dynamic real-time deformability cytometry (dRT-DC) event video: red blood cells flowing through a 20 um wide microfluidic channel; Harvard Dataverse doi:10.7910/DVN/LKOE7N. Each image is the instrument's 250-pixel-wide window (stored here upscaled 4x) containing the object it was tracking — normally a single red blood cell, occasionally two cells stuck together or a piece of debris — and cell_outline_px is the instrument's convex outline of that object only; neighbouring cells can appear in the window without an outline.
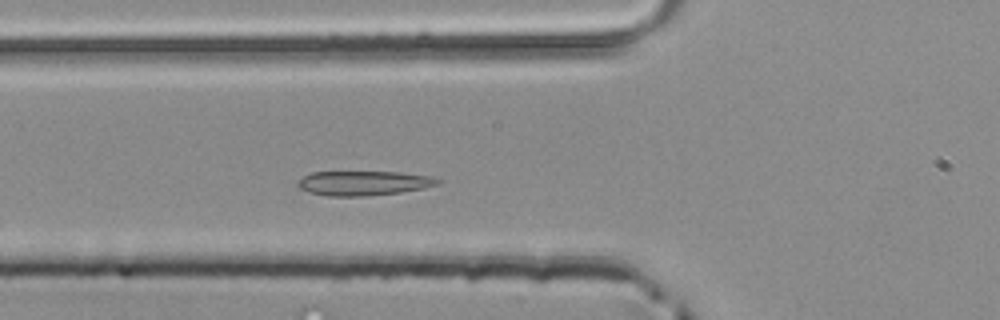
{"species": "common noctule bat (a hibernating species)", "species_latin": "Nyctalus noctula", "temperature_condition": "room temperature", "stored_images_in_passage": 39, "camera_frame_rate_fps": 3000, "um_per_image_px": 0.085, "animal": {"sex": "male", "body_mass_g": 20.4}, "frame": {"image": 1, "passage_image": 8, "time_ms": 2.333, "image_size_px": [1000, 320], "cell_outline_px": [[440, 180], [436, 184], [424, 188], [400, 192], [364, 196], [328, 196], [308, 192], [300, 188], [296, 184], [304, 176], [312, 172], [400, 172], [432, 176]], "centroid_in_image_um": [30.89, 15.56], "position_along_channel_um": 94.9, "area_um2": 19.83}}
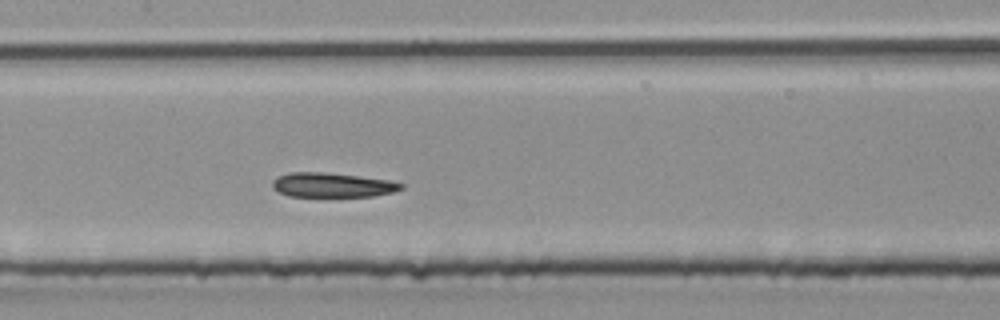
{"frame": {"image": 2, "passage_image": 14, "time_ms": 4.333, "image_size_px": [1000, 320], "cell_outline_px": [[404, 188], [392, 192], [372, 196], [288, 196], [272, 188], [272, 180], [288, 172], [324, 172], [388, 180], [404, 184]], "centroid_in_image_um": [28.22, 15.72], "position_along_channel_um": 179.2, "area_um2": 18.15}}
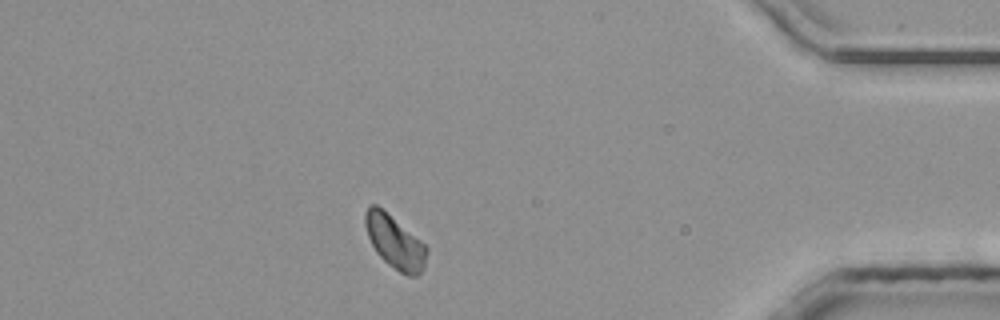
{"frame": {"image": 3, "passage_image": 33, "time_ms": 10.667, "image_size_px": [1000, 320], "cell_outline_px": [[428, 252], [424, 268], [416, 276], [408, 276], [400, 272], [388, 264], [376, 252], [368, 236], [364, 224], [364, 212], [368, 204], [376, 204], [420, 240], [428, 248]], "centroid_in_image_um": [33.54, 20.56], "position_along_channel_um": 401.7, "area_um2": 18.9}}